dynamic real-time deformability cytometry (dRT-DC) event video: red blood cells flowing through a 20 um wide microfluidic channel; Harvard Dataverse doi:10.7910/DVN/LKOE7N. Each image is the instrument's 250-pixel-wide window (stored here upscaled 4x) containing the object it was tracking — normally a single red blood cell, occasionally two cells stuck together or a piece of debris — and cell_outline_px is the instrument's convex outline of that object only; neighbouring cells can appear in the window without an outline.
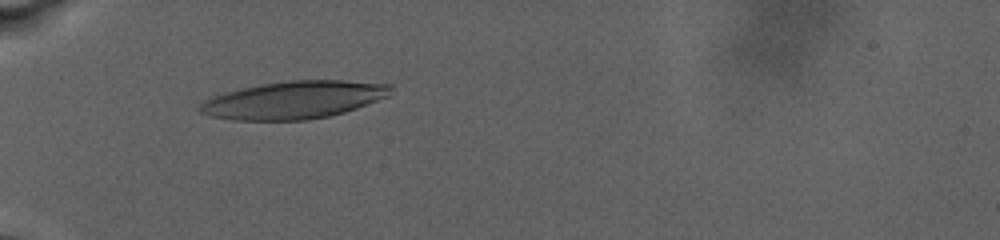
{"species": "human", "species_latin": "Homo sapiens", "temperature_condition": "warm", "stored_images_in_passage": 91, "camera_frame_rate_fps": 3000, "um_per_image_px": 0.085, "donor": {"sex": "male"}, "frame": {"image": 1, "passage_image": 24, "time_ms": 7.667, "image_size_px": [1000, 240], "cell_outline_px": [[392, 96], [344, 112], [328, 116], [308, 120], [232, 120], [212, 116], [200, 112], [196, 108], [204, 100], [212, 96], [244, 88], [264, 84], [288, 80], [344, 80], [392, 84]], "centroid_in_image_um": [25.03, 8.49], "position_along_channel_um": 60.0, "area_um2": 41.91}}
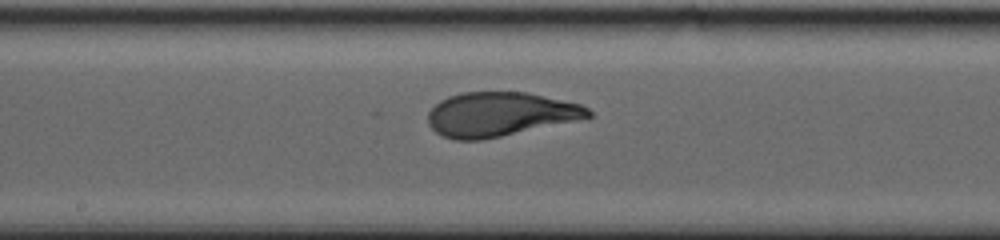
{"frame": {"image": 2, "passage_image": 48, "time_ms": 14.0, "image_size_px": [1000, 240], "cell_outline_px": [[592, 116], [588, 120], [480, 140], [456, 140], [444, 136], [436, 132], [428, 124], [428, 112], [440, 100], [448, 96], [464, 92], [524, 92], [580, 104], [588, 108], [592, 112]], "centroid_in_image_um": [42.56, 9.73], "position_along_channel_um": 205.6, "area_um2": 41.67}}
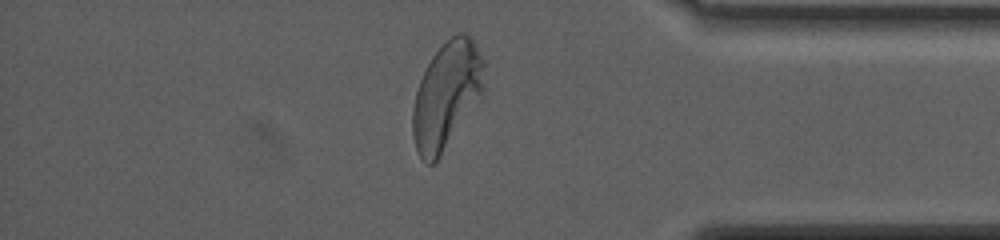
{"frame": {"image": 3, "passage_image": 75, "time_ms": 22.0, "image_size_px": [1000, 240], "cell_outline_px": [[484, 96], [440, 156], [432, 164], [428, 164], [420, 156], [416, 148], [412, 136], [412, 108], [416, 92], [420, 80], [432, 56], [456, 32], [464, 32], [476, 44], [484, 60]], "centroid_in_image_um": [37.99, 8.11], "position_along_channel_um": 397.2, "area_um2": 44.74}, "authors_computed_cell_mechanics": {"area_um2": 41.6738, "velocity_mm_per_s": 2.5823, "shape_relaxation_time_tau1_ms": 5.9506, "shape_relaxation_time_tau2_ms": 1.3178, "deformation_change_tau1": 0.2323, "deformation_change_tau2": 0.0671}}